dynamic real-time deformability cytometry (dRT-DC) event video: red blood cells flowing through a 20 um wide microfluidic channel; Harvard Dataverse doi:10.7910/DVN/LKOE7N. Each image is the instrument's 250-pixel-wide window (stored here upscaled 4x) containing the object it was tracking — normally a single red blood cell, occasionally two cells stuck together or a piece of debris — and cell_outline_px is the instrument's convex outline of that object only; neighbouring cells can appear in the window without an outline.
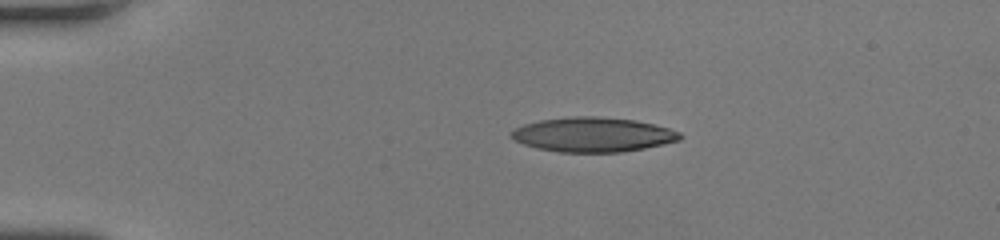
{"species": "human", "species_latin": "Homo sapiens", "temperature_condition": "room temperature", "stored_images_in_passage": 40, "camera_frame_rate_fps": 3000, "um_per_image_px": 0.085, "donor": {"sex": "female"}, "frame": {"image": 1, "passage_image": 1, "time_ms": 0.0, "image_size_px": [1000, 240], "cell_outline_px": [[684, 136], [680, 140], [664, 144], [644, 148], [620, 152], [560, 152], [536, 148], [512, 140], [508, 136], [508, 132], [512, 128], [524, 124], [540, 120], [568, 116], [596, 116], [636, 120], [668, 128], [680, 132]], "centroid_in_image_um": [50.34, 11.44], "position_along_channel_um": 34.7, "area_um2": 34.33}}
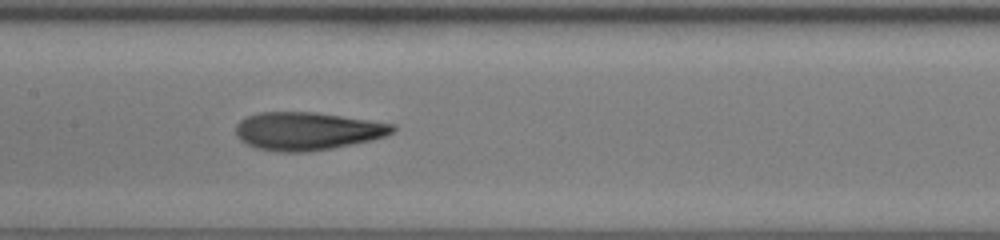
{"frame": {"image": 2, "passage_image": 16, "time_ms": 5.0, "image_size_px": [1000, 240], "cell_outline_px": [[396, 128], [392, 132], [384, 136], [368, 140], [332, 148], [304, 152], [284, 152], [256, 148], [240, 140], [236, 136], [236, 124], [240, 120], [248, 116], [260, 112], [316, 112], [396, 124]], "centroid_in_image_um": [26.09, 11.13], "position_along_channel_um": 181.3, "area_um2": 34.45}}
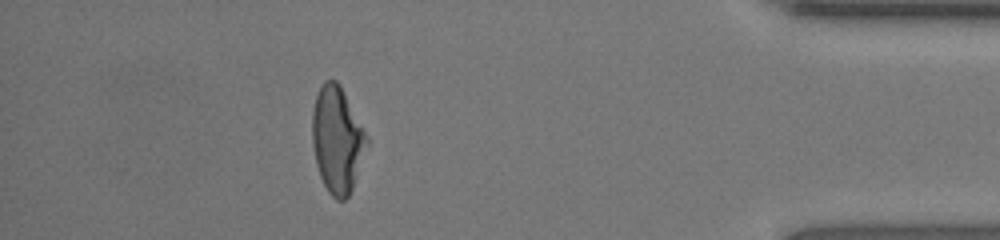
{"frame": {"image": 3, "passage_image": 35, "time_ms": 11.333, "image_size_px": [1000, 240], "cell_outline_px": [[368, 144], [352, 188], [348, 196], [344, 200], [336, 200], [328, 192], [320, 176], [316, 164], [312, 144], [312, 108], [316, 96], [324, 80], [336, 80], [340, 84], [368, 136]], "centroid_in_image_um": [28.65, 11.86], "position_along_channel_um": 406.6, "area_um2": 33.76}, "authors_computed_cell_mechanics": {"area_um2": 34.391, "velocity_mm_per_s": 4.22, "shape_relaxation_time_tau1_ms": 5.7013, "shape_relaxation_time_tau2_ms": 2.0473, "deformation_change_tau1": 0.2365, "deformation_change_tau2": 0.1013}}